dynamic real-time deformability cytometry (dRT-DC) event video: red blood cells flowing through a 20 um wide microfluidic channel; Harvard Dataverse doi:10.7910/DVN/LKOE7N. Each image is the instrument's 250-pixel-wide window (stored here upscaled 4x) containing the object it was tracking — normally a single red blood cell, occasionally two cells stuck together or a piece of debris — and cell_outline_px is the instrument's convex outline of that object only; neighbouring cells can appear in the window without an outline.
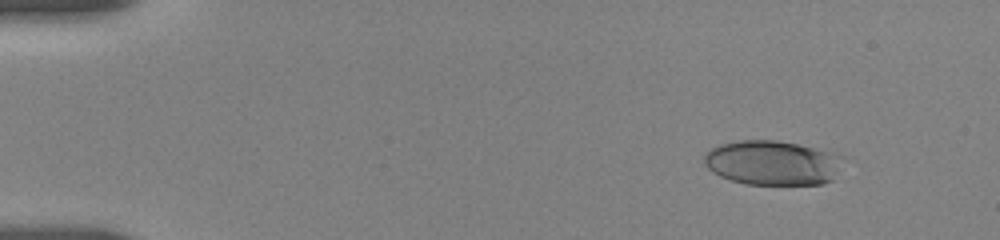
{"species": "human", "species_latin": "Homo sapiens", "temperature_condition": "room temperature", "stored_images_in_passage": 5, "camera_frame_rate_fps": 3000, "um_per_image_px": 0.085, "donor": {"sex": "female"}, "frame": {"image": 1, "passage_image": 2, "time_ms": 1.0, "image_size_px": [1000, 240], "cell_outline_px": [[844, 156], [832, 180], [824, 184], [744, 184], [720, 176], [712, 172], [704, 164], [704, 156], [712, 148], [720, 144], [740, 140], [776, 140], [796, 144], [832, 152]], "centroid_in_image_um": [65.64, 13.84], "position_along_channel_um": 19.4, "area_um2": 35.89}}
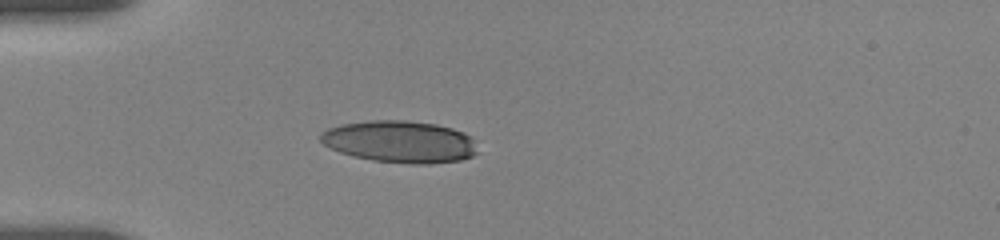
{"frame": {"image": 2, "passage_image": 5, "time_ms": 4.333, "image_size_px": [1000, 240], "cell_outline_px": [[480, 152], [472, 156], [460, 160], [428, 164], [408, 164], [372, 160], [352, 156], [340, 152], [324, 144], [320, 140], [320, 132], [328, 128], [340, 124], [372, 120], [404, 120], [436, 124], [452, 128], [464, 132], [472, 136]], "centroid_in_image_um": [34.02, 12.04], "position_along_channel_um": 51.0, "area_um2": 38.78}}